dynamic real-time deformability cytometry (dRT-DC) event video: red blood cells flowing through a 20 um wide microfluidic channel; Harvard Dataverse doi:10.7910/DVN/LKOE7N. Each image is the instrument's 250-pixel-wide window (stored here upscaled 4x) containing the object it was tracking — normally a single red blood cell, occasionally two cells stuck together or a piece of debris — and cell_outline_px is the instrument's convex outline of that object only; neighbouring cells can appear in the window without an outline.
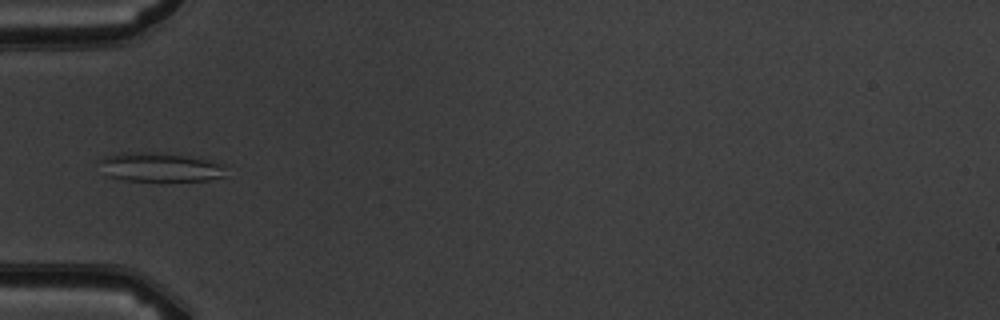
{"species": "common noctule bat (a hibernating species)", "species_latin": "Nyctalus noctula", "temperature_condition": "warm", "stored_images_in_passage": 5, "camera_frame_rate_fps": 3000, "um_per_image_px": 0.085, "animal": {"sex": "male", "body_mass_g": 19.5, "forearm_length_mm": 54.6}, "frame": {"image": 1, "passage_image": 5, "time_ms": 4.333, "image_size_px": [1000, 320], "cell_outline_px": [[224, 176], [208, 180], [124, 180], [108, 176], [100, 160], [120, 152], [144, 152], [184, 156], [208, 160], [224, 164]], "centroid_in_image_um": [13.63, 14.21], "position_along_channel_um": 71.4, "area_um2": 20.58}}